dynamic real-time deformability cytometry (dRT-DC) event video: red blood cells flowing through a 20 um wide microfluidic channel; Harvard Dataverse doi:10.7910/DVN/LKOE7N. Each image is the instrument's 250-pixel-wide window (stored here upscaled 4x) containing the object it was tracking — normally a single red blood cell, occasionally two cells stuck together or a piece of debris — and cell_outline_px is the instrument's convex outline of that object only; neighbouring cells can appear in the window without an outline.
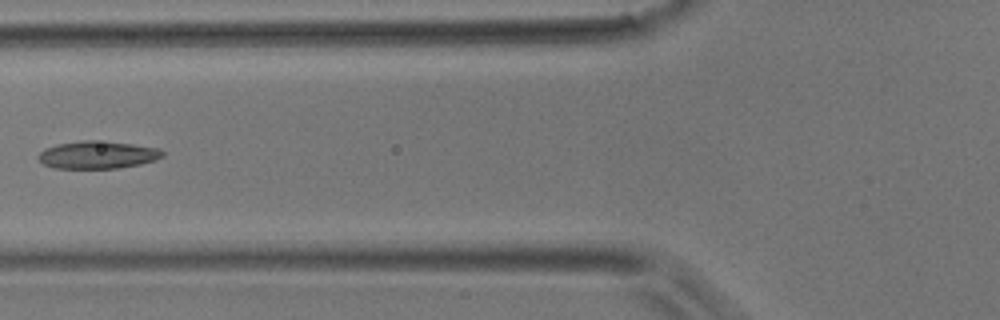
{"species": "common noctule bat (a hibernating species)", "species_latin": "Nyctalus noctula", "temperature_condition": "room temperature", "stored_images_in_passage": 4, "camera_frame_rate_fps": 3000, "um_per_image_px": 0.085, "animal": {"sex": "male", "body_mass_g": 17.9}, "frame": {"image": 1, "passage_image": 4, "time_ms": 1.0, "image_size_px": [1000, 320], "cell_outline_px": [[164, 156], [156, 160], [140, 164], [120, 168], [56, 168], [44, 164], [40, 160], [40, 152], [44, 148], [56, 144], [84, 140], [92, 140], [132, 144], [160, 148], [164, 152]], "centroid_in_image_um": [8.34, 13.16], "position_along_channel_um": 117.5, "area_um2": 19.88}}